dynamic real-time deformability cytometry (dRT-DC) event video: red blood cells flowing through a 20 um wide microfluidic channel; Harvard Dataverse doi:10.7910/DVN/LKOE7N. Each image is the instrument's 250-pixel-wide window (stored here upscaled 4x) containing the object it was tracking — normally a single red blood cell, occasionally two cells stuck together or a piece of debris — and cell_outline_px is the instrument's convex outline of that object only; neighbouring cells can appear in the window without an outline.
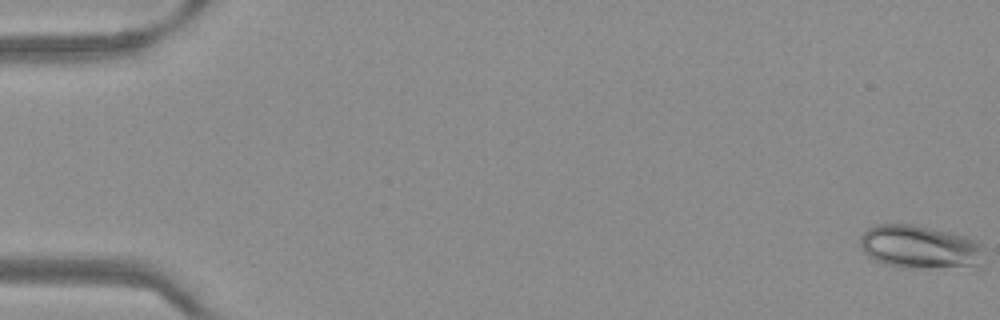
{"species": "Egyptian fruit bat (a non-hibernating species)", "species_latin": "Rousettus aegyptiacus", "temperature_condition": "warm", "stored_images_in_passage": 52, "camera_frame_rate_fps": 3000, "um_per_image_px": 0.085, "frame": {"image": 1, "passage_image": 1, "time_ms": 0.0, "image_size_px": [1000, 320], "cell_outline_px": [[980, 248], [976, 264], [924, 268], [904, 268], [884, 264], [868, 256], [860, 248], [860, 236], [868, 228], [876, 224], [912, 224], [952, 232], [964, 236], [980, 244]], "centroid_in_image_um": [78.01, 20.96], "position_along_channel_um": 7.0, "area_um2": 30.46}}
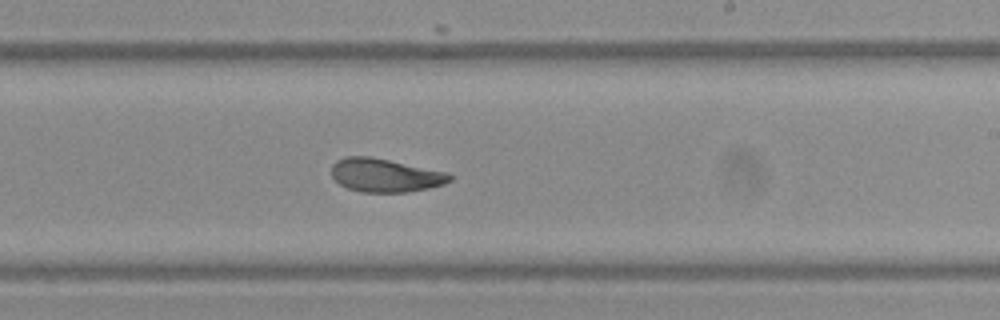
{"frame": {"image": 2, "passage_image": 32, "time_ms": 10.333, "image_size_px": [1000, 320], "cell_outline_px": [[452, 180], [444, 184], [428, 188], [408, 192], [360, 192], [348, 188], [340, 184], [332, 176], [332, 164], [336, 160], [344, 156], [372, 156], [448, 172], [452, 176]], "centroid_in_image_um": [32.74, 14.89], "position_along_channel_um": 256.3, "area_um2": 23.24}}
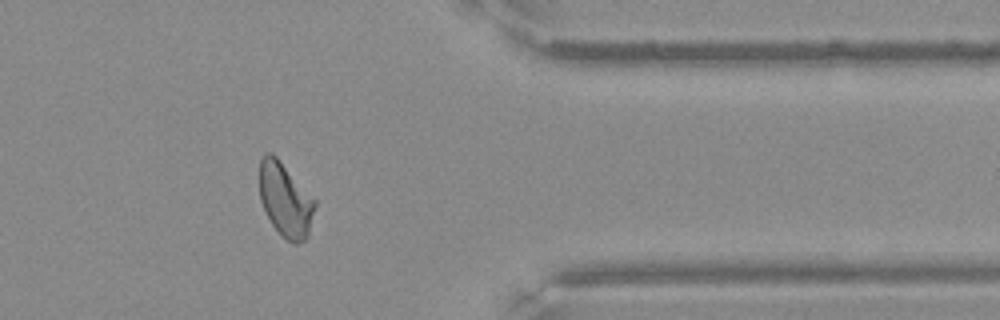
{"frame": {"image": 3, "passage_image": 43, "time_ms": 14.0, "image_size_px": [1000, 320], "cell_outline_px": [[316, 204], [308, 236], [300, 244], [292, 244], [272, 224], [260, 200], [260, 160], [264, 152], [272, 152], [276, 156], [316, 200]], "centroid_in_image_um": [24.26, 16.97], "position_along_channel_um": 387.1, "area_um2": 23.7}}